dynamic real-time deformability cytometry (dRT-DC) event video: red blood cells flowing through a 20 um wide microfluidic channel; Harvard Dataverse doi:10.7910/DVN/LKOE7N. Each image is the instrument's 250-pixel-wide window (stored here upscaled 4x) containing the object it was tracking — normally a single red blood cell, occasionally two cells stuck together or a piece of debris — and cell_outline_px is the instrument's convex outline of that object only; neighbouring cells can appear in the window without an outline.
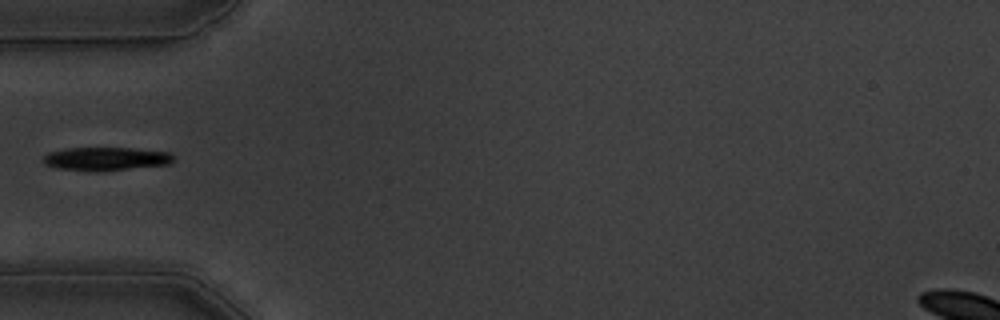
{"species": "common noctule bat (a hibernating species)", "species_latin": "Nyctalus noctula", "temperature_condition": "warm", "stored_images_in_passage": 39, "camera_frame_rate_fps": 3000, "um_per_image_px": 0.085, "animal": {"sex": "male", "body_mass_g": 19.5, "forearm_length_mm": 54.6}, "frame": {"image": 1, "passage_image": 1, "time_ms": 0.0, "image_size_px": [1000, 320], "cell_outline_px": [[172, 164], [100, 172], [88, 172], [56, 168], [44, 164], [44, 156], [48, 152], [64, 148], [132, 148], [172, 152]], "centroid_in_image_um": [9.0, 13.51], "position_along_channel_um": 76.0, "area_um2": 18.15}}
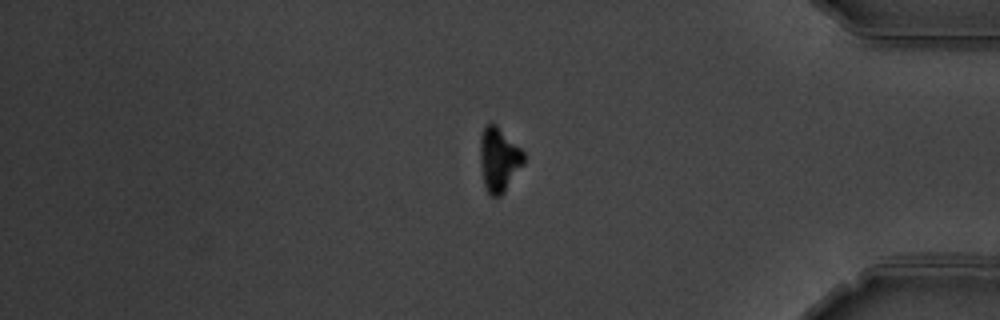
{"frame": {"image": 2, "passage_image": 30, "time_ms": 9.667, "image_size_px": [1000, 320], "cell_outline_px": [[524, 164], [504, 192], [500, 196], [492, 196], [488, 192], [484, 184], [480, 160], [480, 136], [484, 128], [488, 124], [496, 124], [524, 152]], "centroid_in_image_um": [42.41, 13.56], "position_along_channel_um": 392.8, "area_um2": 16.13}}
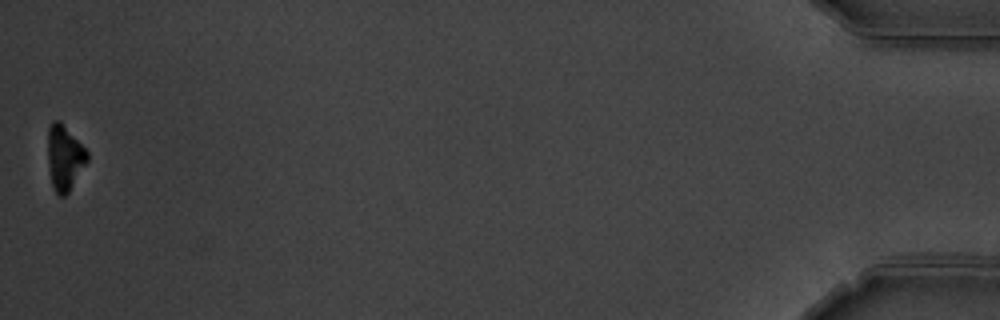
{"frame": {"image": 3, "passage_image": 39, "time_ms": 12.667, "image_size_px": [1000, 320], "cell_outline_px": [[88, 160], [68, 192], [64, 196], [60, 196], [52, 188], [48, 168], [48, 128], [52, 120], [60, 120], [88, 152]], "centroid_in_image_um": [5.46, 13.39], "position_along_channel_um": 429.7, "area_um2": 14.91}}